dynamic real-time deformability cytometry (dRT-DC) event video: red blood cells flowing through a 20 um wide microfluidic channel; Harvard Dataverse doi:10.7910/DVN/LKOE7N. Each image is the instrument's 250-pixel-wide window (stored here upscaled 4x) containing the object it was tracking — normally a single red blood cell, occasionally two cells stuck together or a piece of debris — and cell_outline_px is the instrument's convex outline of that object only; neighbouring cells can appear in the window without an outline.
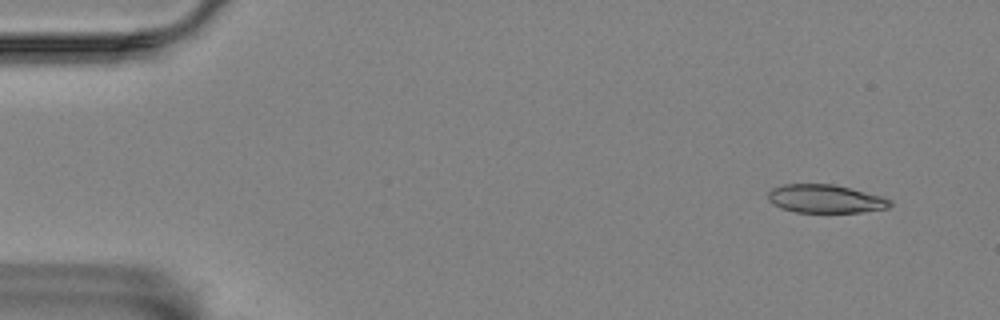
{"species": "Egyptian fruit bat (a non-hibernating species)", "species_latin": "Rousettus aegyptiacus", "temperature_condition": "room temperature", "stored_images_in_passage": 55, "camera_frame_rate_fps": 3000, "um_per_image_px": 0.085, "animal": {"sex": "female"}, "frame": {"image": 1, "passage_image": 2, "time_ms": 0.333, "image_size_px": [1000, 320], "cell_outline_px": [[892, 204], [888, 208], [860, 212], [796, 212], [780, 208], [772, 204], [768, 200], [768, 192], [772, 188], [784, 184], [832, 184], [884, 196], [892, 200]], "centroid_in_image_um": [70.16, 16.9], "position_along_channel_um": 14.8, "area_um2": 20.23}}
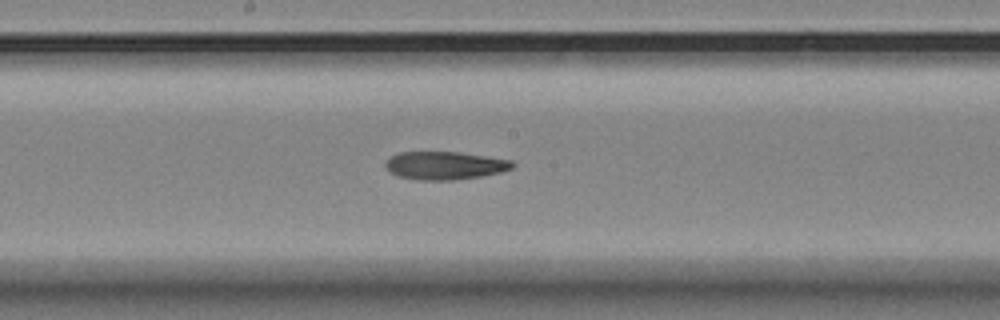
{"frame": {"image": 2, "passage_image": 28, "time_ms": 9.0, "image_size_px": [1000, 320], "cell_outline_px": [[516, 164], [512, 168], [500, 172], [480, 176], [452, 180], [416, 180], [400, 176], [392, 172], [384, 164], [396, 152], [460, 152], [512, 160]], "centroid_in_image_um": [37.84, 14.06], "position_along_channel_um": 210.4, "area_um2": 20.58}}
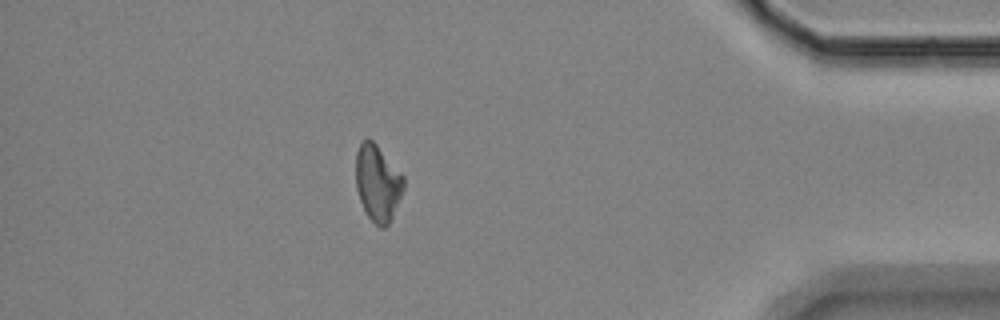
{"frame": {"image": 3, "passage_image": 48, "time_ms": 15.667, "image_size_px": [1000, 320], "cell_outline_px": [[404, 188], [392, 216], [388, 224], [384, 228], [380, 228], [368, 216], [360, 200], [356, 188], [356, 152], [360, 144], [364, 140], [372, 140], [376, 144], [404, 176]], "centroid_in_image_um": [32.1, 15.55], "position_along_channel_um": 403.1, "area_um2": 20.92}}